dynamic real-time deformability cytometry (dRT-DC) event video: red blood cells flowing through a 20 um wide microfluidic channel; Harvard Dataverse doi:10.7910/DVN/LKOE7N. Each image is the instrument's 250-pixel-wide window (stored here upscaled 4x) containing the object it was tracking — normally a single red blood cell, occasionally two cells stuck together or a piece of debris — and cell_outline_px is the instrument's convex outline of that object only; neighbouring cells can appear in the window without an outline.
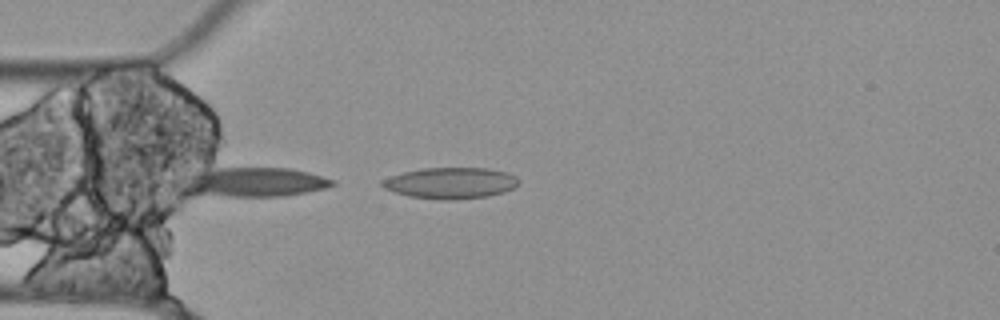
{"species": "Egyptian fruit bat (a non-hibernating species)", "species_latin": "Rousettus aegyptiacus", "temperature_condition": "cold", "stored_images_in_passage": 5, "camera_frame_rate_fps": 3000, "um_per_image_px": 0.085, "animal": {"sex": "female"}, "frame": {"image": 1, "passage_image": 5, "time_ms": 1.333, "image_size_px": [1000, 320], "cell_outline_px": [[520, 180], [512, 188], [504, 192], [488, 196], [408, 196], [384, 188], [380, 184], [380, 180], [404, 172], [424, 168], [488, 168], [508, 172], [516, 176]], "centroid_in_image_um": [38.33, 15.49], "position_along_channel_um": 46.7, "area_um2": 23.47}}